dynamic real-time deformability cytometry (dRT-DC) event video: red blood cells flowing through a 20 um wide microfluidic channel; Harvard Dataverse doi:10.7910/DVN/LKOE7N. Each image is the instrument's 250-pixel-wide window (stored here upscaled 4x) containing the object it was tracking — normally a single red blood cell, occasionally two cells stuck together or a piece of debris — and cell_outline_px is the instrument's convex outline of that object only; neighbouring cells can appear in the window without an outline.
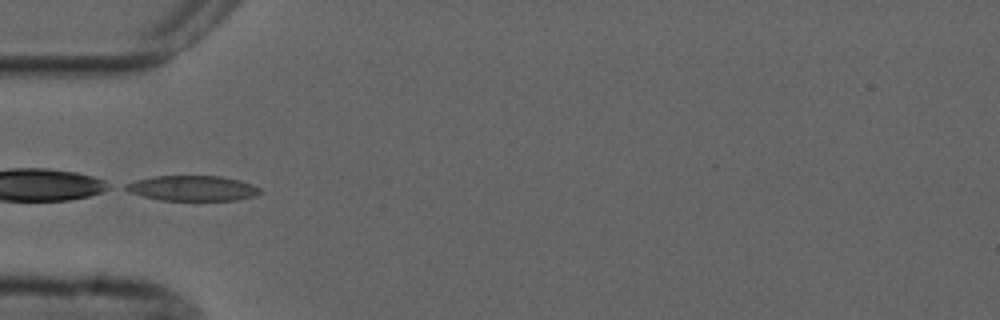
{"species": "common noctule bat (a hibernating species)", "species_latin": "Nyctalus noctula", "temperature_condition": "cold", "stored_images_in_passage": 6, "camera_frame_rate_fps": 3000, "um_per_image_px": 0.085, "animal": {"sex": "male", "forearm_length_mm": 52.5}, "frame": {"image": 1, "passage_image": 5, "time_ms": 4.667, "image_size_px": [1000, 320], "cell_outline_px": [[264, 192], [256, 196], [236, 200], [160, 200], [144, 196], [132, 192], [124, 188], [124, 184], [136, 180], [152, 176], [220, 176], [240, 180], [252, 184], [260, 188]], "centroid_in_image_um": [16.42, 16.0], "position_along_channel_um": 68.6, "area_um2": 19.77}}
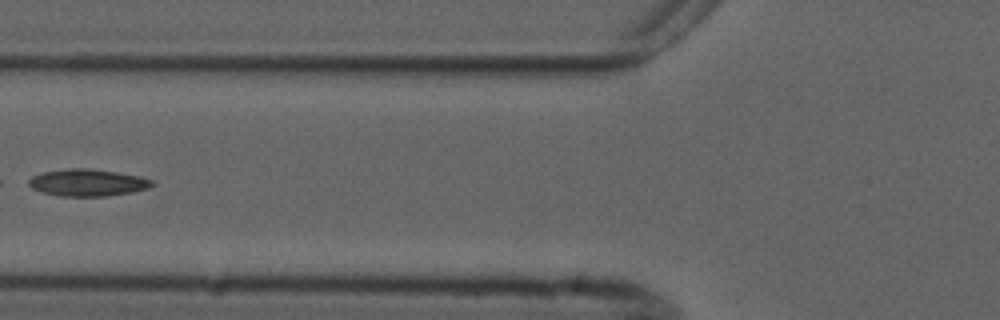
{"frame": {"image": 2, "passage_image": 6, "time_ms": 6.0, "image_size_px": [1000, 320], "cell_outline_px": [[156, 184], [148, 188], [132, 192], [108, 196], [60, 196], [44, 192], [32, 188], [28, 184], [28, 180], [32, 176], [44, 172], [68, 168], [92, 168], [140, 176], [152, 180]], "centroid_in_image_um": [7.47, 15.52], "position_along_channel_um": 118.3, "area_um2": 19.42}}